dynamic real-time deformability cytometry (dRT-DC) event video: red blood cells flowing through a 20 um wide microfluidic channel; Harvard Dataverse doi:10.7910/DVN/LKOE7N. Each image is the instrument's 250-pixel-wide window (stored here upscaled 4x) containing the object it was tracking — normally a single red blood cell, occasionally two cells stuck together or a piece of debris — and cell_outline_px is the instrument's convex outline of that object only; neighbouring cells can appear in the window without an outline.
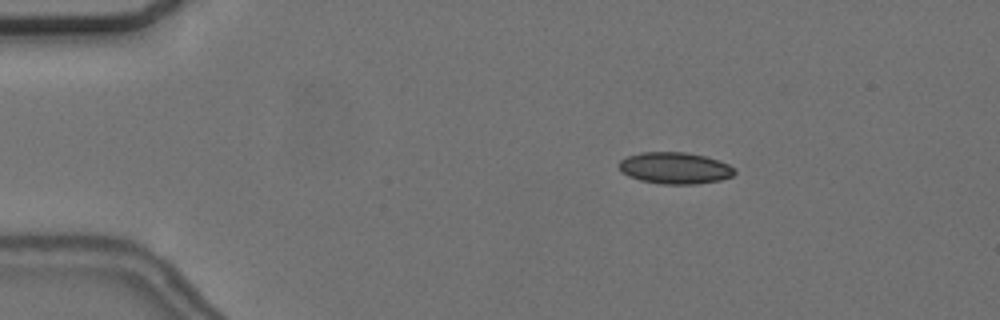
{"species": "common noctule bat (a hibernating species)", "species_latin": "Nyctalus noctula", "temperature_condition": "cold", "stored_images_in_passage": 15, "camera_frame_rate_fps": 3000, "um_per_image_px": 0.085, "animal": {"sex": "female", "body_mass_g": 24.6, "forearm_length_mm": 56.2}, "frame": {"image": 1, "passage_image": 10, "time_ms": 3.0, "image_size_px": [1000, 320], "cell_outline_px": [[736, 172], [732, 176], [720, 180], [696, 184], [660, 184], [640, 180], [628, 176], [616, 164], [620, 160], [628, 156], [640, 152], [684, 152], [704, 156], [728, 164], [736, 168]], "centroid_in_image_um": [57.36, 14.29], "position_along_channel_um": 27.6, "area_um2": 21.27}}